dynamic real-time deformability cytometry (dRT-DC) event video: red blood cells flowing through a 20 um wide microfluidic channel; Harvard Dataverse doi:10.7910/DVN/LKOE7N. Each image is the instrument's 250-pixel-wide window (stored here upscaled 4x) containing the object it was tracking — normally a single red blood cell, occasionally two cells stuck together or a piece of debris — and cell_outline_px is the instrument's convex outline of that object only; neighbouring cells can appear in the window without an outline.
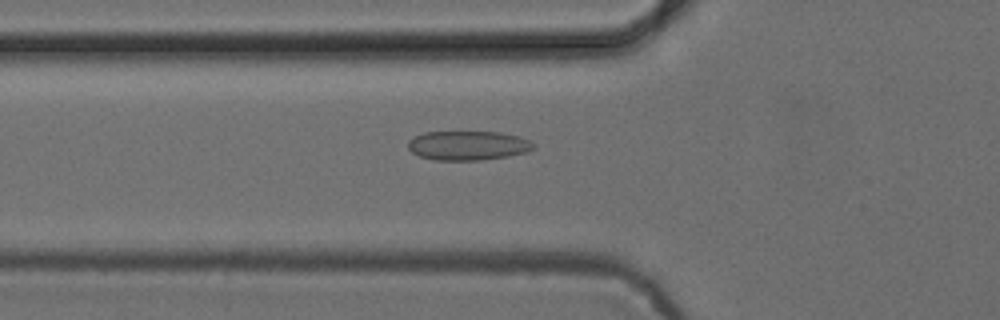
{"species": "common noctule bat (a hibernating species)", "species_latin": "Nyctalus noctula", "temperature_condition": "cold", "stored_images_in_passage": 53, "camera_frame_rate_fps": 3000, "um_per_image_px": 0.085, "animal": {"sex": "female", "body_mass_g": 24.6, "forearm_length_mm": 56.2}, "frame": {"image": 1, "passage_image": 19, "time_ms": 6.0, "image_size_px": [1000, 320], "cell_outline_px": [[536, 148], [524, 152], [508, 156], [480, 160], [432, 160], [420, 156], [412, 152], [408, 148], [408, 140], [424, 132], [500, 132], [516, 136], [528, 140], [536, 144]], "centroid_in_image_um": [39.76, 12.37], "position_along_channel_um": 86.0, "area_um2": 21.33}}
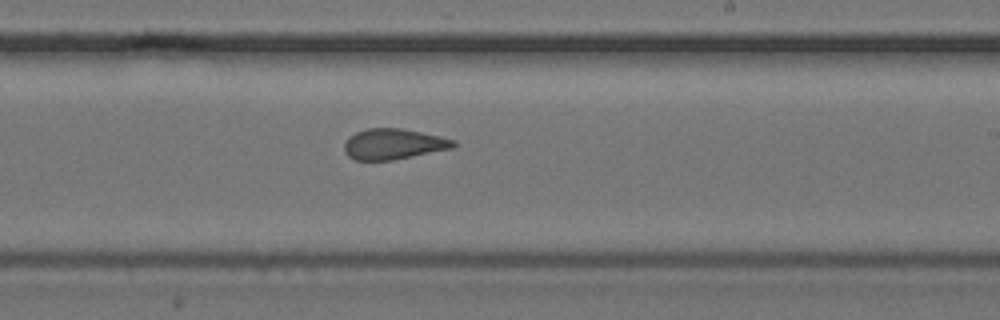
{"frame": {"image": 2, "passage_image": 32, "time_ms": 10.333, "image_size_px": [1000, 320], "cell_outline_px": [[456, 144], [452, 148], [392, 160], [356, 160], [348, 156], [344, 152], [344, 144], [348, 136], [356, 132], [368, 128], [404, 128], [440, 136], [456, 140]], "centroid_in_image_um": [33.42, 12.23], "position_along_channel_um": 255.6, "area_um2": 19.54}}
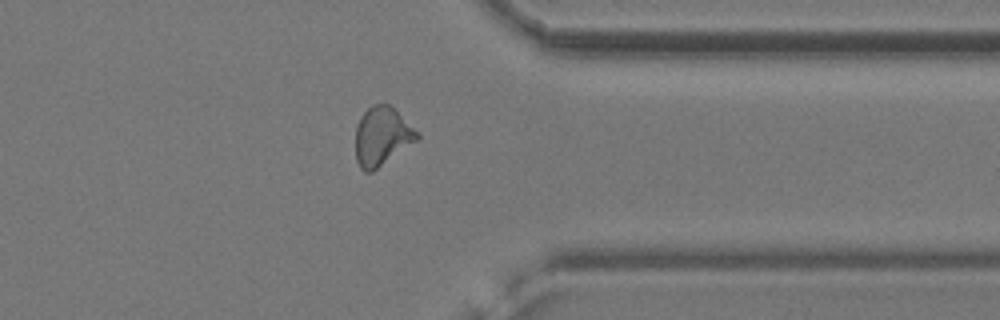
{"frame": {"image": 3, "passage_image": 42, "time_ms": 13.667, "image_size_px": [1000, 320], "cell_outline_px": [[420, 136], [416, 140], [372, 172], [364, 172], [360, 168], [356, 160], [356, 124], [360, 116], [372, 104], [388, 104]], "centroid_in_image_um": [32.39, 11.6], "position_along_channel_um": 379.0, "area_um2": 20.4}, "authors_computed_cell_mechanics": {"area_um2": 20.6924, "velocity_mm_per_s": 3.8913, "shape_relaxation_time_tau1_ms": 10.6413, "shape_relaxation_time_tau2_ms": 1.5439, "deformation_change_tau1": 0.1683, "deformation_change_tau2": 0.0766}}